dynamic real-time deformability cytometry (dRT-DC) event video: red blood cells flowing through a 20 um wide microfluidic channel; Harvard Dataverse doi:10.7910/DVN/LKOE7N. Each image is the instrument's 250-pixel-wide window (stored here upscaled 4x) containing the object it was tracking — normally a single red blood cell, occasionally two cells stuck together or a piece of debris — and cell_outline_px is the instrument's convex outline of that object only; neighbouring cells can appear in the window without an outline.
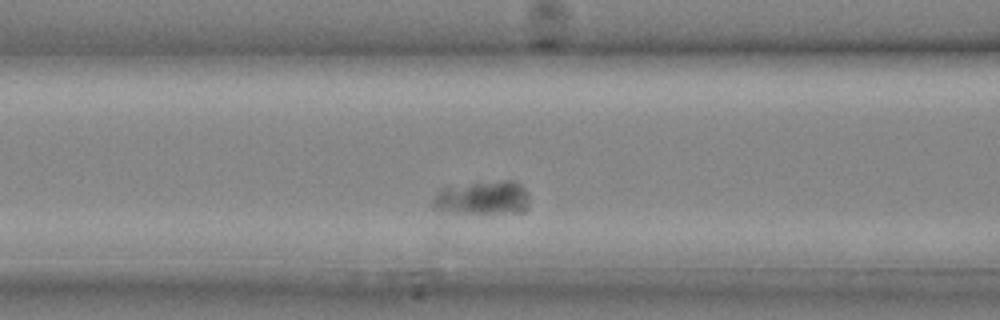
{"species": "common noctule bat (a hibernating species)", "species_latin": "Nyctalus noctula", "temperature_condition": "cold", "stored_images_in_passage": 21, "camera_frame_rate_fps": 3000, "um_per_image_px": 0.085, "animal": {"sex": "male", "body_mass_g": 20.4}, "frame": {"image": 1, "passage_image": 5, "time_ms": 1.333, "image_size_px": [1000, 320], "cell_outline_px": [[528, 208], [524, 212], [456, 212], [432, 208], [432, 200], [444, 188], [500, 180], [512, 180], [520, 184], [524, 188], [528, 196]], "centroid_in_image_um": [41.09, 16.81], "position_along_channel_um": 125.5, "area_um2": 18.32}}
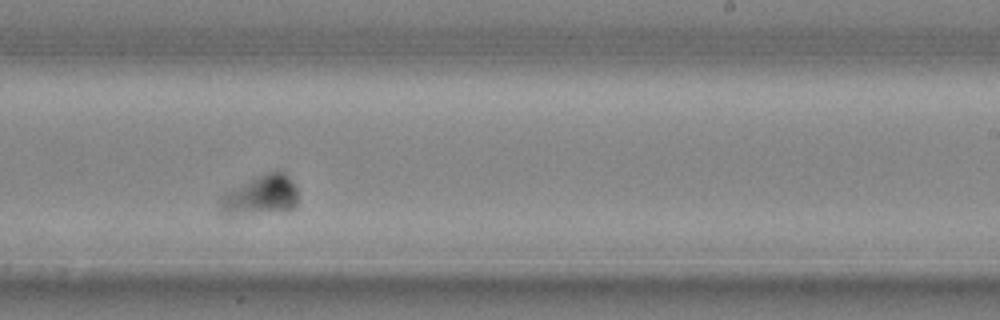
{"frame": {"image": 2, "passage_image": 11, "time_ms": 3.333, "image_size_px": [1000, 320], "cell_outline_px": [[296, 208], [236, 212], [224, 212], [220, 208], [220, 200], [224, 192], [268, 172], [284, 172], [292, 180], [296, 188]], "centroid_in_image_um": [22.2, 16.52], "position_along_channel_um": 266.8, "area_um2": 16.59}}
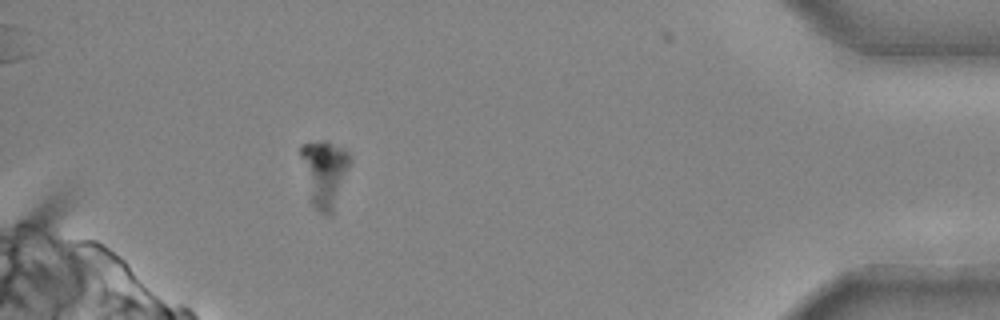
{"frame": {"image": 3, "passage_image": 19, "time_ms": 6.0, "image_size_px": [1000, 320], "cell_outline_px": [[352, 160], [332, 212], [328, 216], [320, 212], [308, 200], [300, 156], [300, 144], [324, 140], [344, 148], [348, 152]], "centroid_in_image_um": [27.54, 14.7], "position_along_channel_um": 407.7, "area_um2": 19.31}}